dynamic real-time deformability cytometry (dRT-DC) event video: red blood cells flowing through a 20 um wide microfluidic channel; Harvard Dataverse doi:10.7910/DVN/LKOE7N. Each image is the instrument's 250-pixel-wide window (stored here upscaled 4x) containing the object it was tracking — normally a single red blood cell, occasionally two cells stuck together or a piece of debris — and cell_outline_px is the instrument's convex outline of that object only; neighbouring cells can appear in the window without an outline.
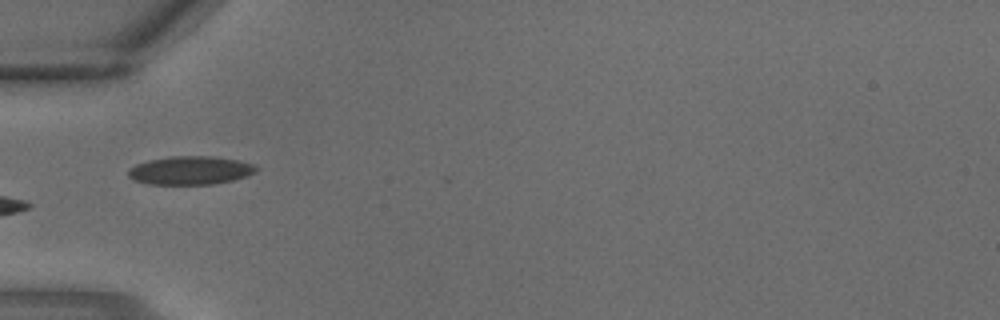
{"species": "common noctule bat (a hibernating species)", "species_latin": "Nyctalus noctula", "temperature_condition": "warm", "stored_images_in_passage": 3, "camera_frame_rate_fps": 3000, "um_per_image_px": 0.085, "animal": {"sex": "male", "body_mass_g": 18.8}, "frame": {"image": 1, "passage_image": 3, "time_ms": 0.667, "image_size_px": [1000, 320], "cell_outline_px": [[260, 168], [256, 172], [232, 180], [212, 184], [148, 184], [136, 180], [128, 176], [128, 168], [136, 164], [148, 160], [172, 156], [212, 156], [236, 160], [252, 164]], "centroid_in_image_um": [16.16, 14.48], "position_along_channel_um": 68.8, "area_um2": 21.04}}